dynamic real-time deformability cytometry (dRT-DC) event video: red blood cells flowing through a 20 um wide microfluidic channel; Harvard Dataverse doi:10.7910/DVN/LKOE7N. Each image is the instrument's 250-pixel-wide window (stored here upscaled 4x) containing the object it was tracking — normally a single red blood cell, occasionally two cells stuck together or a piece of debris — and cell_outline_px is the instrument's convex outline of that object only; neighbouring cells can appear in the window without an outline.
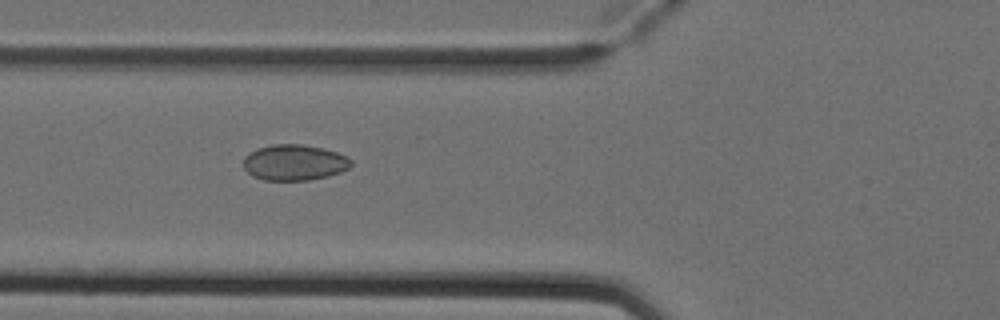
{"species": "Egyptian fruit bat (a non-hibernating species)", "species_latin": "Rousettus aegyptiacus", "temperature_condition": "cold", "stored_images_in_passage": 5, "camera_frame_rate_fps": 3000, "um_per_image_px": 0.085, "animal": {"sex": "female"}, "frame": {"image": 1, "passage_image": 3, "time_ms": 0.667, "image_size_px": [1000, 320], "cell_outline_px": [[352, 164], [348, 168], [340, 172], [328, 176], [308, 180], [264, 180], [252, 176], [244, 168], [244, 156], [248, 152], [256, 148], [272, 144], [300, 144], [324, 148], [348, 156], [352, 160]], "centroid_in_image_um": [25.01, 13.8], "position_along_channel_um": 100.8, "area_um2": 22.66}}
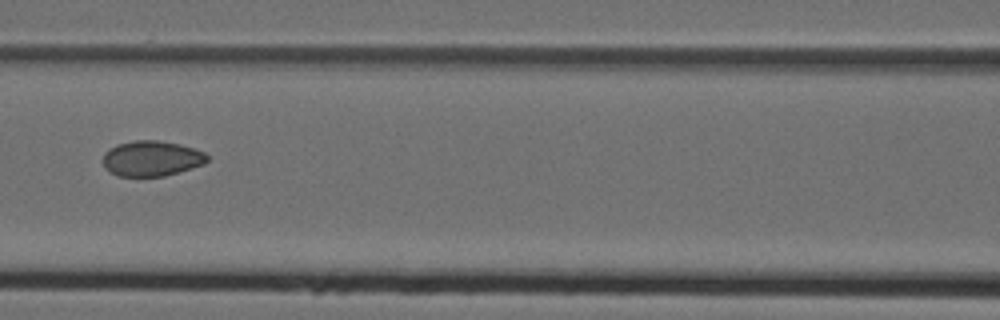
{"frame": {"image": 2, "passage_image": 4, "time_ms": 1.0, "image_size_px": [1000, 320], "cell_outline_px": [[208, 160], [204, 164], [164, 176], [116, 176], [104, 168], [100, 160], [104, 152], [108, 148], [116, 144], [136, 140], [156, 140], [180, 144], [204, 152], [208, 156]], "centroid_in_image_um": [12.81, 13.47], "position_along_channel_um": 153.8, "area_um2": 21.73}}
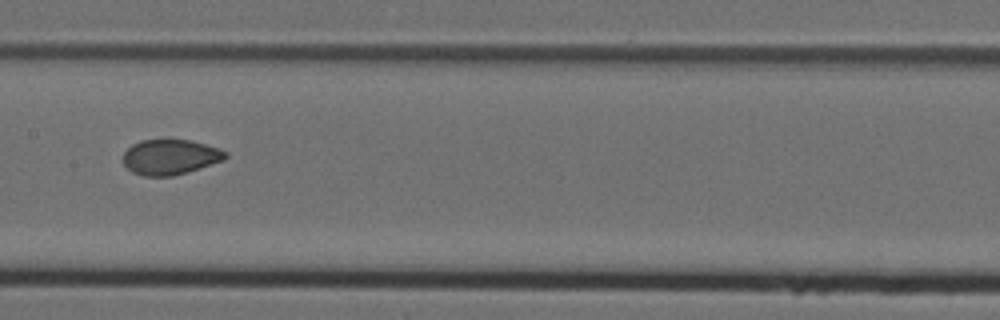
{"frame": {"image": 3, "passage_image": 5, "time_ms": 1.333, "image_size_px": [1000, 320], "cell_outline_px": [[228, 156], [224, 160], [172, 176], [144, 176], [132, 172], [124, 164], [124, 152], [132, 144], [140, 140], [188, 140], [204, 144], [228, 152]], "centroid_in_image_um": [14.45, 13.34], "position_along_channel_um": 193.0, "area_um2": 20.69}}